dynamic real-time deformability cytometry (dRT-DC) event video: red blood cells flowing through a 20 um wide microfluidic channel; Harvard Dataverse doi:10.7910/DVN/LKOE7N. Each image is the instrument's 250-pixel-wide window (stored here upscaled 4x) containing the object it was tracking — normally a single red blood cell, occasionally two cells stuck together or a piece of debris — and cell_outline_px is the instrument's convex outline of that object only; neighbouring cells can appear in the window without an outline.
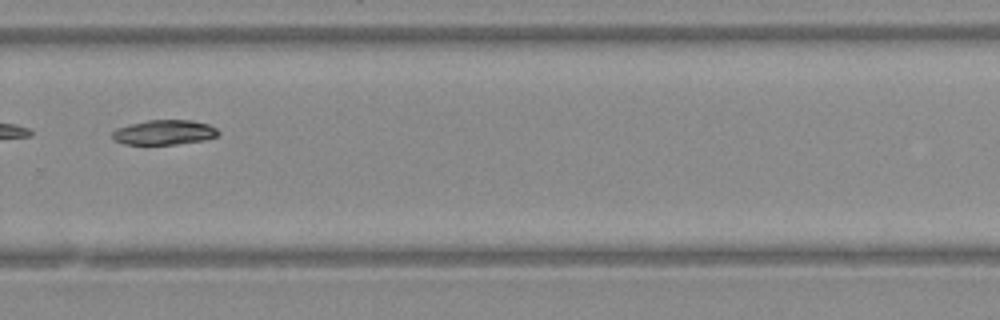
{"species": "Egyptian fruit bat (a non-hibernating species)", "species_latin": "Rousettus aegyptiacus", "temperature_condition": "warm", "stored_images_in_passage": 40, "camera_frame_rate_fps": 3000, "um_per_image_px": 0.085, "animal": {"sex": "female"}, "frame": {"image": 1, "passage_image": 29, "time_ms": 9.333, "image_size_px": [1000, 320], "cell_outline_px": [[220, 132], [216, 136], [204, 140], [176, 144], [124, 144], [112, 140], [112, 132], [116, 128], [148, 120], [192, 120], [208, 124], [216, 128]], "centroid_in_image_um": [13.95, 11.25], "position_along_channel_um": 315.9, "area_um2": 15.26}}